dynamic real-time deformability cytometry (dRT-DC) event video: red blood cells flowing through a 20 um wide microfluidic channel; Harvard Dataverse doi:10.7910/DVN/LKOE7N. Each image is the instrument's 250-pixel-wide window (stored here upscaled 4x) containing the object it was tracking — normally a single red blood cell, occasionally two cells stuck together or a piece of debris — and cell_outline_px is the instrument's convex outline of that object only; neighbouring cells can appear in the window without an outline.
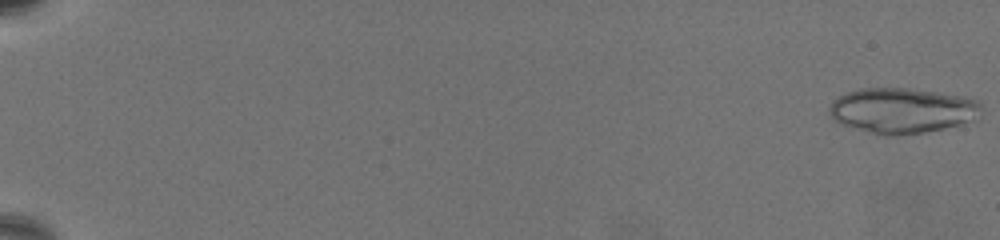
{"species": "common noctule bat (a hibernating species)", "species_latin": "Nyctalus noctula", "temperature_condition": "warm", "stored_images_in_passage": 27, "camera_frame_rate_fps": 3000, "um_per_image_px": 0.085, "animal": {"sex": "female", "body_mass_g": 19.5, "forearm_length_mm": 54.1}, "frame": {"image": 1, "passage_image": 1, "time_ms": 0.0, "image_size_px": [1000, 240], "cell_outline_px": [[980, 108], [972, 120], [944, 128], [924, 132], [896, 136], [880, 136], [840, 124], [828, 112], [828, 108], [840, 96], [848, 92], [860, 88], [908, 88], [964, 96], [976, 100], [980, 104]], "centroid_in_image_um": [76.63, 9.4], "position_along_channel_um": 8.4, "area_um2": 39.82}}